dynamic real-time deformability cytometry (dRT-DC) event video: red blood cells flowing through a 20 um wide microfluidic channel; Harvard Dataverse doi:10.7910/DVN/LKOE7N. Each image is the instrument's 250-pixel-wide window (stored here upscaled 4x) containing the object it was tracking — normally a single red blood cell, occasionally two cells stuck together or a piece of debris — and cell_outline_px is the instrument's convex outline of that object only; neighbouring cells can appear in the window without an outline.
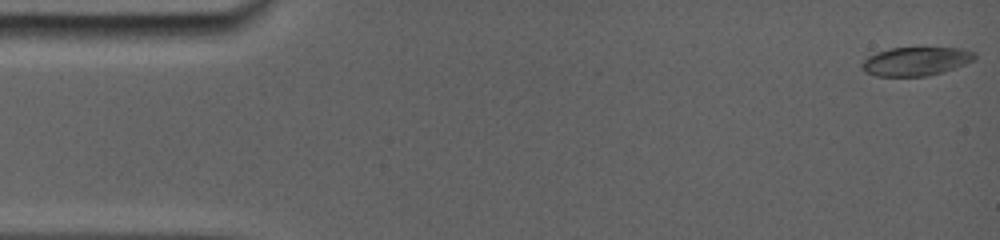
{"species": "common noctule bat (a hibernating species)", "species_latin": "Nyctalus noctula", "temperature_condition": "room temperature", "stored_images_in_passage": 83, "camera_frame_rate_fps": 5000, "um_per_image_px": 0.085, "animal": {"sex": "female", "body_mass_g": 19.0, "forearm_length_mm": 56.7}, "frame": {"image": 1, "passage_image": 1, "time_ms": 0.0, "image_size_px": [1000, 240], "cell_outline_px": [[976, 60], [944, 72], [928, 76], [876, 76], [864, 72], [860, 68], [860, 64], [868, 56], [876, 52], [892, 48], [960, 48], [976, 52]], "centroid_in_image_um": [77.85, 5.22], "position_along_channel_um": 7.2, "area_um2": 19.07}}
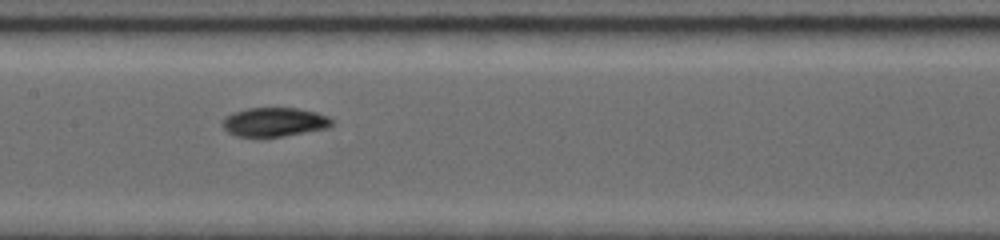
{"frame": {"image": 2, "passage_image": 50, "time_ms": 7.8, "image_size_px": [1000, 240], "cell_outline_px": [[332, 124], [324, 128], [280, 136], [240, 136], [228, 132], [224, 128], [224, 120], [228, 116], [236, 112], [248, 108], [296, 108], [316, 112], [328, 116], [332, 120]], "centroid_in_image_um": [23.34, 10.35], "position_along_channel_um": 184.1, "area_um2": 17.74}}
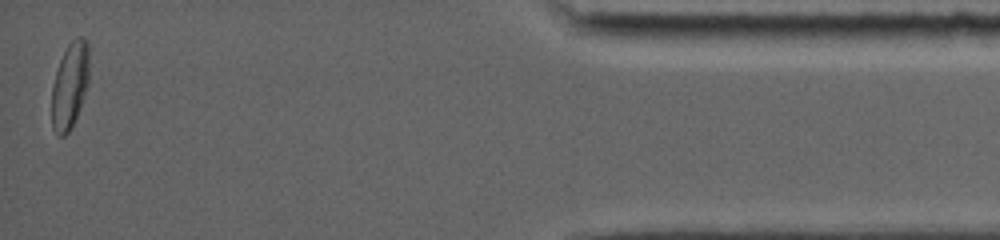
{"frame": {"image": 3, "passage_image": 83, "time_ms": 15.8, "image_size_px": [1000, 240], "cell_outline_px": [[88, 84], [80, 108], [68, 132], [64, 136], [60, 136], [52, 128], [52, 84], [60, 60], [68, 44], [76, 36], [80, 36], [88, 40]], "centroid_in_image_um": [5.94, 7.23], "position_along_channel_um": 429.3, "area_um2": 18.67}, "authors_computed_cell_mechanics": {"area_um2": 18.6694, "velocity_mm_per_s": 3.8641, "shape_relaxation_time_tau1_ms": 8.8523, "shape_relaxation_time_tau2_ms": 3.5826, "deformation_change_tau1": 0.2202, "deformation_change_tau2": 0.0598}}